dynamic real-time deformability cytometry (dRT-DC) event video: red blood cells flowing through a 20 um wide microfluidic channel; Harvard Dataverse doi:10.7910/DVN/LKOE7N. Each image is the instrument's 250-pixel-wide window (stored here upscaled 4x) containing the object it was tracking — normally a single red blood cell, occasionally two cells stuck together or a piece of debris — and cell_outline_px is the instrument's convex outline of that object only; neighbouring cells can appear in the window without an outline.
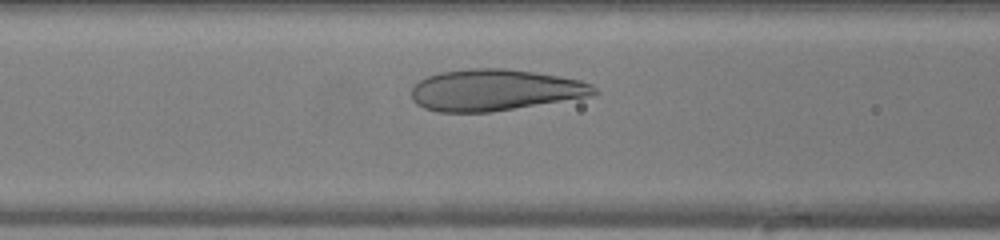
{"species": "human", "species_latin": "Homo sapiens", "temperature_condition": "warm", "stored_images_in_passage": 28, "camera_frame_rate_fps": 3000, "um_per_image_px": 0.085, "donor": {"sex": "female"}, "frame": {"image": 1, "passage_image": 7, "time_ms": 2.0, "image_size_px": [1000, 240], "cell_outline_px": [[600, 92], [592, 96], [492, 112], [436, 112], [424, 108], [416, 104], [412, 100], [412, 88], [420, 80], [428, 76], [440, 72], [472, 68], [504, 68], [560, 76], [580, 80], [592, 84]], "centroid_in_image_um": [42.08, 7.66], "position_along_channel_um": 124.5, "area_um2": 44.22}}
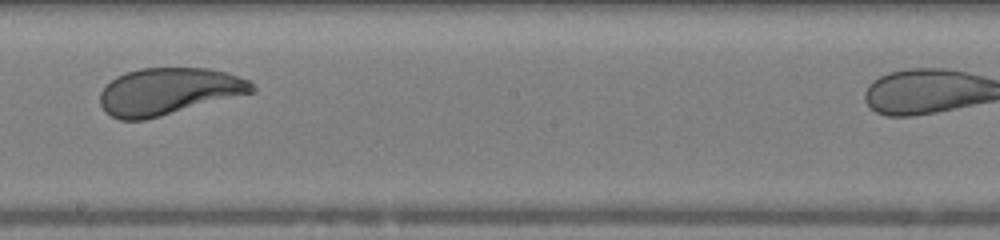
{"frame": {"image": 2, "passage_image": 15, "time_ms": 4.667, "image_size_px": [1000, 240], "cell_outline_px": [[256, 92], [144, 120], [120, 120], [104, 112], [100, 104], [100, 92], [104, 84], [116, 76], [124, 72], [140, 68], [208, 68], [228, 72], [248, 80], [256, 88]], "centroid_in_image_um": [14.3, 7.76], "position_along_channel_um": 233.9, "area_um2": 41.91}}
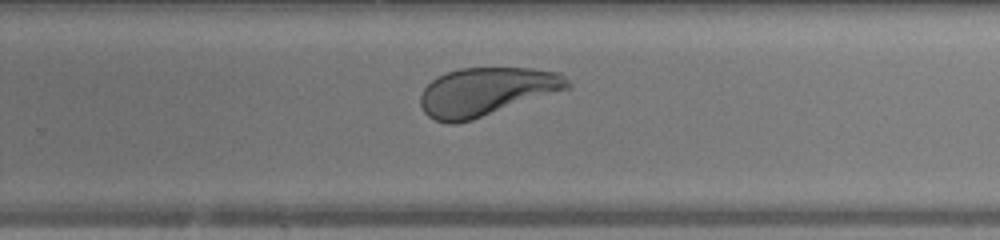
{"frame": {"image": 3, "passage_image": 19, "time_ms": 6.0, "image_size_px": [1000, 240], "cell_outline_px": [[572, 88], [472, 120], [456, 124], [448, 124], [436, 120], [428, 116], [424, 112], [420, 104], [420, 96], [424, 88], [432, 80], [448, 72], [460, 68], [532, 68], [560, 72], [572, 84]], "centroid_in_image_um": [41.38, 7.8], "position_along_channel_um": 288.4, "area_um2": 41.56}}